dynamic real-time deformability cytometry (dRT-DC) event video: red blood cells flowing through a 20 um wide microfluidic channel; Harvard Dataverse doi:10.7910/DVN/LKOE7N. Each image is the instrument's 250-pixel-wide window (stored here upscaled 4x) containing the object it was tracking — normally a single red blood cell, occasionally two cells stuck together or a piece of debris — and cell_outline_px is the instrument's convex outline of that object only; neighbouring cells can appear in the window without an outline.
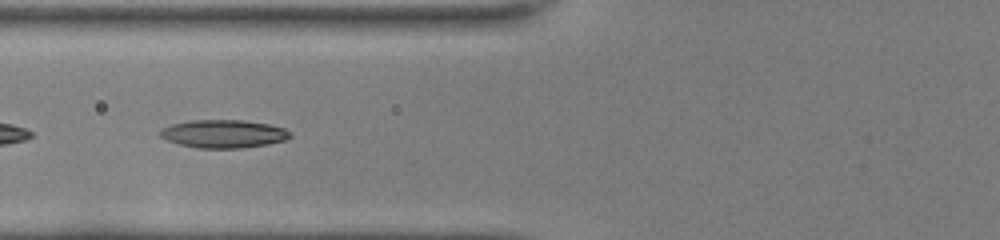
{"species": "common noctule bat (a hibernating species)", "species_latin": "Nyctalus noctula", "temperature_condition": "room temperature", "stored_images_in_passage": 36, "camera_frame_rate_fps": 3000, "um_per_image_px": 0.085, "animal": {"sex": "female", "body_mass_g": 22.0, "forearm_length_mm": 56.7}, "frame": {"image": 1, "passage_image": 8, "time_ms": 2.333, "image_size_px": [1000, 240], "cell_outline_px": [[292, 136], [284, 140], [268, 144], [240, 148], [200, 148], [180, 144], [168, 140], [160, 136], [160, 132], [164, 128], [172, 124], [188, 120], [244, 120], [268, 124], [284, 128]], "centroid_in_image_um": [19.01, 11.37], "position_along_channel_um": 106.8, "area_um2": 21.04}}
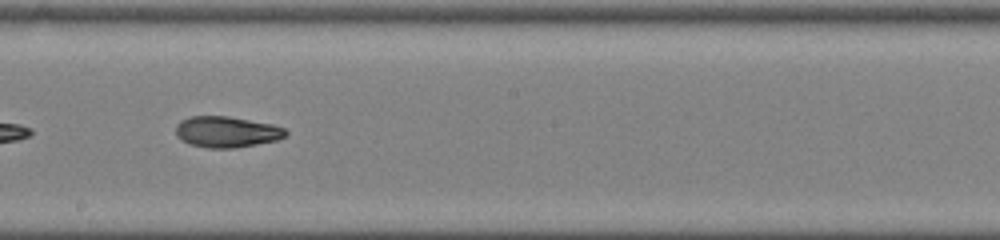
{"frame": {"image": 2, "passage_image": 17, "time_ms": 5.333, "image_size_px": [1000, 240], "cell_outline_px": [[288, 132], [284, 136], [276, 140], [256, 144], [232, 148], [208, 148], [192, 144], [176, 136], [176, 124], [180, 120], [192, 116], [228, 116], [272, 124], [284, 128]], "centroid_in_image_um": [19.25, 11.2], "position_along_channel_um": 229.0, "area_um2": 19.65}}
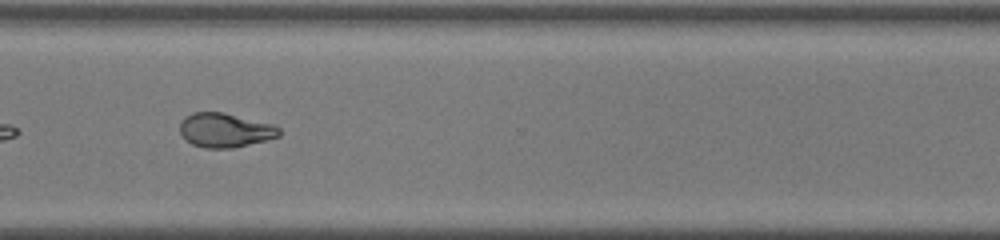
{"frame": {"image": 3, "passage_image": 26, "time_ms": 8.333, "image_size_px": [1000, 240], "cell_outline_px": [[280, 136], [232, 148], [204, 148], [192, 144], [180, 132], [180, 124], [184, 116], [192, 112], [224, 112], [272, 124], [280, 128]], "centroid_in_image_um": [19.11, 11.05], "position_along_channel_um": 351.5, "area_um2": 19.65}, "authors_computed_cell_mechanics": {"area_um2": 20.4612, "velocity_mm_per_s": 4.0729, "shape_relaxation_time_tau1_ms": null, "shape_relaxation_time_tau2_ms": 2.246, "deformation_change_tau1": null, "deformation_change_tau2": 0.0757}}